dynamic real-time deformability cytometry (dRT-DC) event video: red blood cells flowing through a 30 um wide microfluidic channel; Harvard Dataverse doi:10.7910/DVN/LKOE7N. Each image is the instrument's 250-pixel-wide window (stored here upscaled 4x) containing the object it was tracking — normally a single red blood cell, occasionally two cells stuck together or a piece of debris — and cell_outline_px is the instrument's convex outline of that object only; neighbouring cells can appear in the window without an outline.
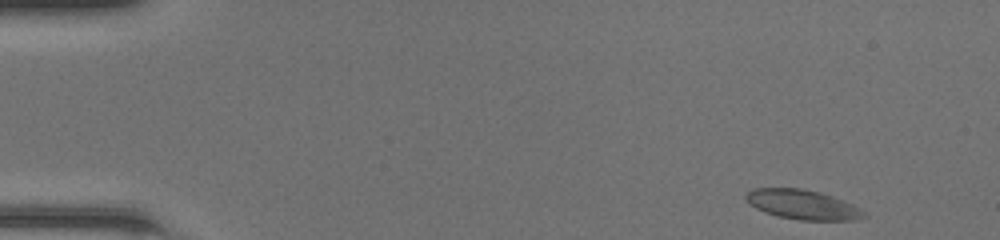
{"species": "common noctule bat (a hibernating species)", "species_latin": "Nyctalus noctula", "temperature_condition": "room temperature", "stored_images_in_passage": 45, "camera_frame_rate_fps": 3000, "um_per_image_px": 0.085, "animal": {"sex": "female", "body_mass_g": 20.0, "forearm_length_mm": 54.0}, "frame": {"image": 1, "passage_image": 1, "time_ms": 0.0, "image_size_px": [1000, 240], "cell_outline_px": [[868, 216], [860, 220], [800, 220], [776, 216], [756, 208], [744, 196], [752, 188], [800, 188], [820, 192], [832, 196], [852, 204], [868, 212]], "centroid_in_image_um": [68.29, 17.4], "position_along_channel_um": 16.7, "area_um2": 20.4}}
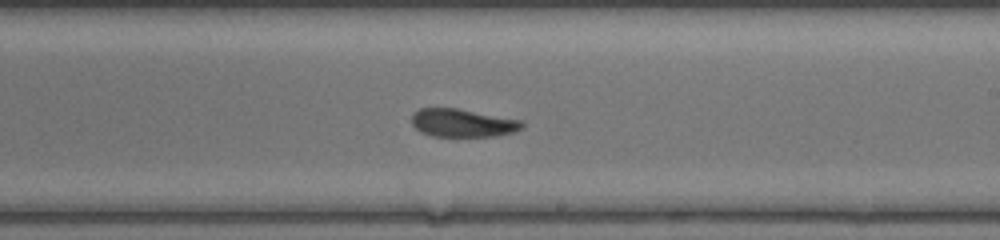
{"frame": {"image": 2, "passage_image": 26, "time_ms": 8.333, "image_size_px": [1000, 240], "cell_outline_px": [[524, 128], [512, 132], [496, 136], [432, 136], [420, 132], [412, 124], [412, 112], [420, 108], [456, 108], [524, 120]], "centroid_in_image_um": [39.33, 10.44], "position_along_channel_um": 249.7, "area_um2": 18.21}}
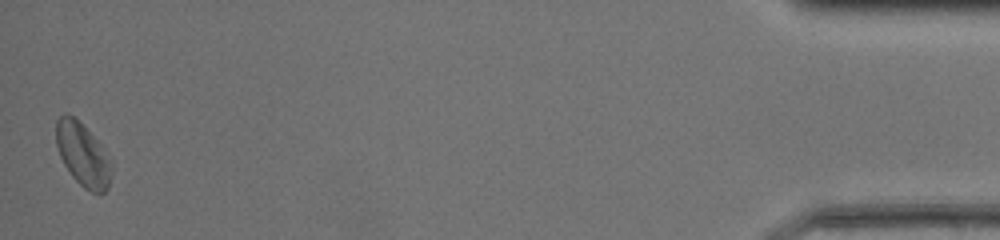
{"frame": {"image": 3, "passage_image": 45, "time_ms": 14.667, "image_size_px": [1000, 240], "cell_outline_px": [[112, 168], [108, 188], [100, 196], [84, 188], [72, 176], [64, 164], [60, 156], [56, 144], [56, 120], [64, 112], [68, 112], [104, 148], [112, 160]], "centroid_in_image_um": [7.05, 13.18], "position_along_channel_um": 428.1, "area_um2": 20.35}, "authors_computed_cell_mechanics": {"area_um2": 19.1318, "velocity_mm_per_s": 4.2595, "shape_relaxation_time_tau1_ms": null, "shape_relaxation_time_tau2_ms": 3.2474, "deformation_change_tau1": null, "deformation_change_tau2": 0.109}}